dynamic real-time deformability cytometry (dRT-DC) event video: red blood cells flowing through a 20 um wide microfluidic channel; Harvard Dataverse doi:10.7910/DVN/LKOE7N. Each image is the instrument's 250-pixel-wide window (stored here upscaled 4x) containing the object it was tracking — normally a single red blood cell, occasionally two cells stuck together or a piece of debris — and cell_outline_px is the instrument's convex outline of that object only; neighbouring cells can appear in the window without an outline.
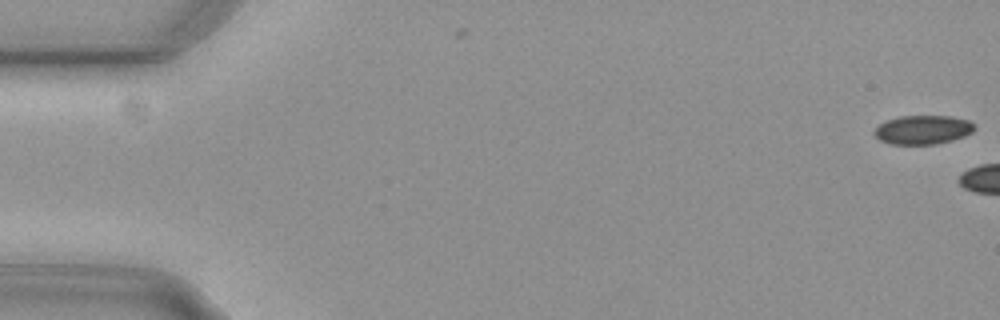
{"species": "common noctule bat (a hibernating species)", "species_latin": "Nyctalus noctula", "temperature_condition": "cold", "stored_images_in_passage": 2, "camera_frame_rate_fps": 3000, "um_per_image_px": 0.085, "animal": {"sex": "female", "body_mass_g": 29.2, "forearm_length_mm": 56.3}, "frame": {"image": 1, "passage_image": 2, "time_ms": 0.333, "image_size_px": [1000, 320], "cell_outline_px": [[976, 128], [972, 132], [964, 136], [952, 140], [936, 144], [892, 144], [880, 140], [872, 132], [880, 124], [888, 120], [900, 116], [952, 116], [968, 120]], "centroid_in_image_um": [78.45, 11.03], "position_along_channel_um": 6.6, "area_um2": 16.76}}